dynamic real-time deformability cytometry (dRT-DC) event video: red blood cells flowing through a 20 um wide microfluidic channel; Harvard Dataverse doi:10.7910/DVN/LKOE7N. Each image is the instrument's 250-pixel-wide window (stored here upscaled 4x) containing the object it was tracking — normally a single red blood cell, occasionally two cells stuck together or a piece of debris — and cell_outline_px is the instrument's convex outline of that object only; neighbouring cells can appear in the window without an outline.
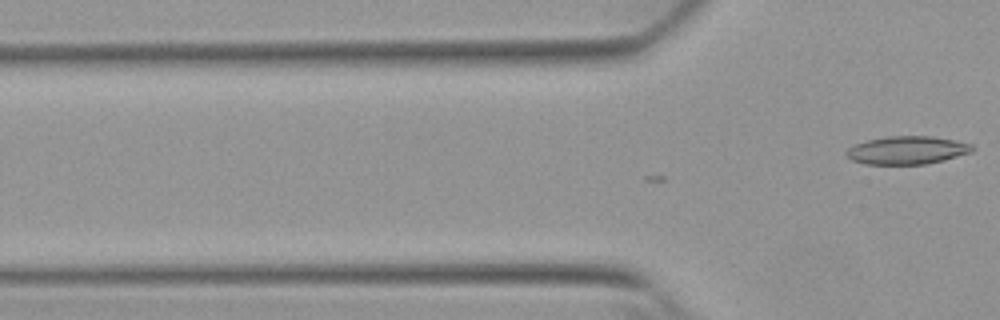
{"species": "Egyptian fruit bat (a non-hibernating species)", "species_latin": "Rousettus aegyptiacus", "temperature_condition": "warm", "stored_images_in_passage": 4, "camera_frame_rate_fps": 3000, "um_per_image_px": 0.085, "animal": {"sex": "female"}, "frame": {"image": 1, "passage_image": 4, "time_ms": 1.0, "image_size_px": [1000, 320], "cell_outline_px": [[976, 148], [972, 152], [944, 160], [924, 164], [864, 164], [852, 160], [844, 152], [852, 144], [868, 140], [888, 136], [932, 136], [972, 144]], "centroid_in_image_um": [77.09, 12.76], "position_along_channel_um": 48.7, "area_um2": 20.63}}